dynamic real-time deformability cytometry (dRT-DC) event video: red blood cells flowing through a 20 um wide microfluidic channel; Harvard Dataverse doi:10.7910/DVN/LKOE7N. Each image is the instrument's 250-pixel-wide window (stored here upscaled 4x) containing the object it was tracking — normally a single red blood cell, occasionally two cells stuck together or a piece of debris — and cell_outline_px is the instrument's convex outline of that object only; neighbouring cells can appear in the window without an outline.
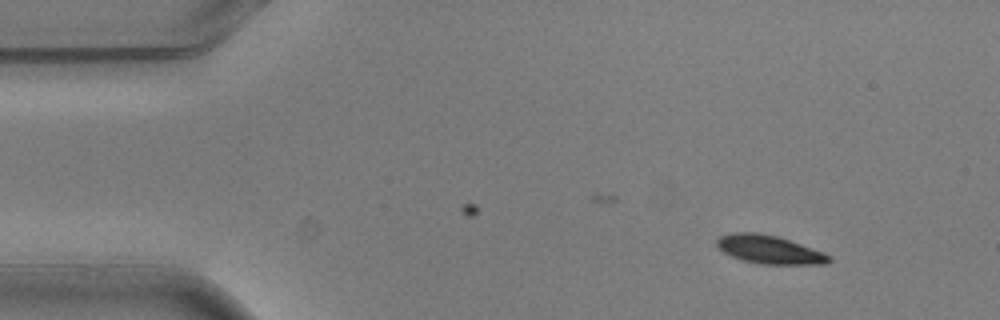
{"species": "common noctule bat (a hibernating species)", "species_latin": "Nyctalus noctula", "temperature_condition": "warm", "stored_images_in_passage": 9, "camera_frame_rate_fps": 3000, "um_per_image_px": 0.085, "animal": {"sex": "male", "body_mass_g": 20.5, "forearm_length_mm": 52.5}, "frame": {"image": 1, "passage_image": 1, "time_ms": 0.0, "image_size_px": [1000, 320], "cell_outline_px": [[832, 260], [824, 264], [764, 264], [744, 260], [732, 256], [724, 252], [716, 244], [716, 240], [720, 236], [732, 232], [756, 232], [776, 236], [824, 252], [832, 256]], "centroid_in_image_um": [65.4, 21.21], "position_along_channel_um": 19.6, "area_um2": 18.32}}
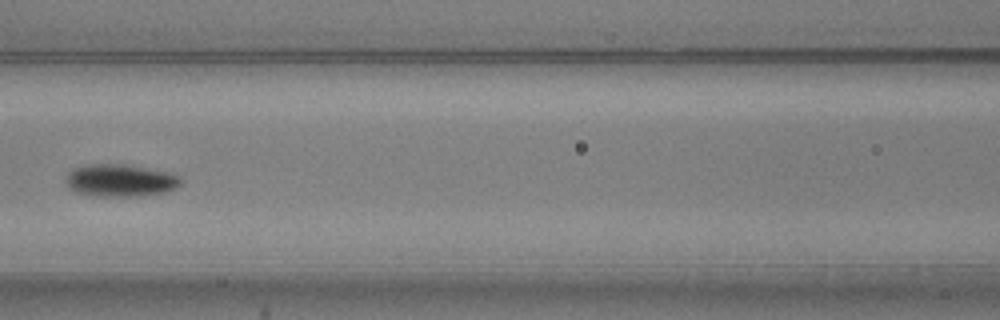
{"frame": {"image": 2, "passage_image": 6, "time_ms": 1.667, "image_size_px": [1000, 320], "cell_outline_px": [[184, 180], [176, 188], [164, 192], [140, 196], [96, 196], [76, 192], [68, 188], [64, 184], [64, 176], [72, 168], [84, 164], [124, 164], [164, 172], [180, 176]], "centroid_in_image_um": [10.14, 15.34], "position_along_channel_um": 156.5, "area_um2": 21.91}}
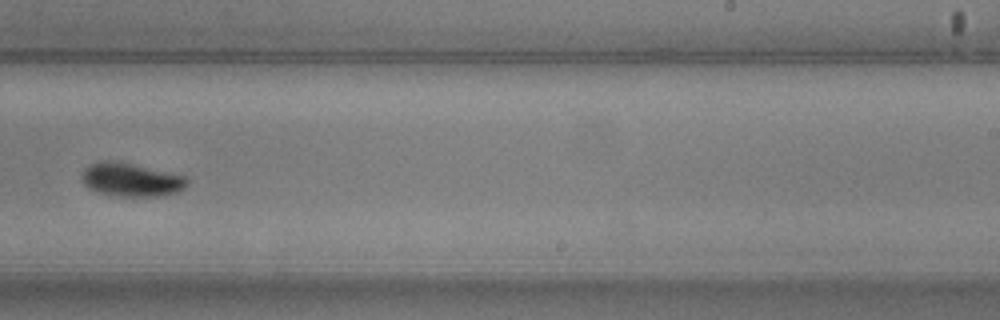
{"frame": {"image": 3, "passage_image": 9, "time_ms": 2.667, "image_size_px": [1000, 320], "cell_outline_px": [[188, 184], [180, 192], [164, 196], [120, 196], [100, 192], [88, 188], [80, 180], [80, 176], [84, 168], [88, 164], [96, 160], [112, 160], [132, 164], [184, 176], [188, 180]], "centroid_in_image_um": [11.1, 15.27], "position_along_channel_um": 277.9, "area_um2": 20.69}}